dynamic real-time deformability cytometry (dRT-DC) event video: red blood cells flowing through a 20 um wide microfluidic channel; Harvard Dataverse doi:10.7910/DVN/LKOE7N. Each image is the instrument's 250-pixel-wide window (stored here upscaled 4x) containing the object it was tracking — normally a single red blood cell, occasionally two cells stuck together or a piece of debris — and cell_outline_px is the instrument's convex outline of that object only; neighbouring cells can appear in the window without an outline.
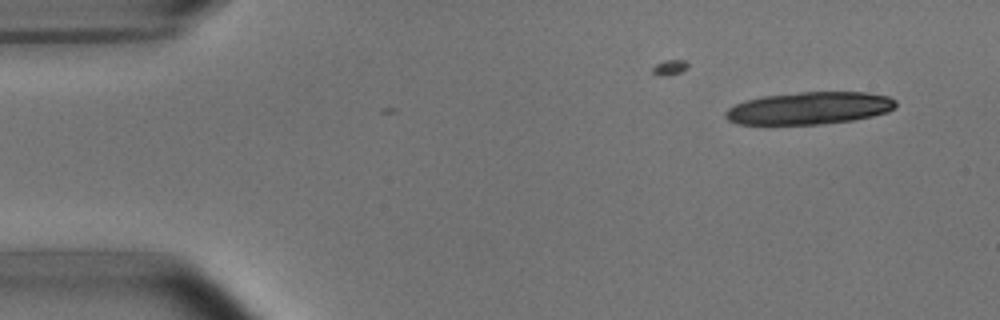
{"species": "common noctule bat (a hibernating species)", "species_latin": "Nyctalus noctula", "temperature_condition": "room temperature", "stored_images_in_passage": 4, "camera_frame_rate_fps": 3000, "um_per_image_px": 0.085, "animal": {"sex": "male", "body_mass_g": 15.6}, "frame": {"image": 1, "passage_image": 1, "time_ms": 0.0, "image_size_px": [1000, 320], "cell_outline_px": [[896, 104], [888, 112], [872, 116], [852, 120], [820, 124], [736, 124], [728, 120], [724, 116], [724, 112], [728, 108], [744, 100], [760, 96], [800, 92], [868, 92], [888, 96], [896, 100]], "centroid_in_image_um": [68.76, 9.18], "position_along_channel_um": 16.2, "area_um2": 32.25}}